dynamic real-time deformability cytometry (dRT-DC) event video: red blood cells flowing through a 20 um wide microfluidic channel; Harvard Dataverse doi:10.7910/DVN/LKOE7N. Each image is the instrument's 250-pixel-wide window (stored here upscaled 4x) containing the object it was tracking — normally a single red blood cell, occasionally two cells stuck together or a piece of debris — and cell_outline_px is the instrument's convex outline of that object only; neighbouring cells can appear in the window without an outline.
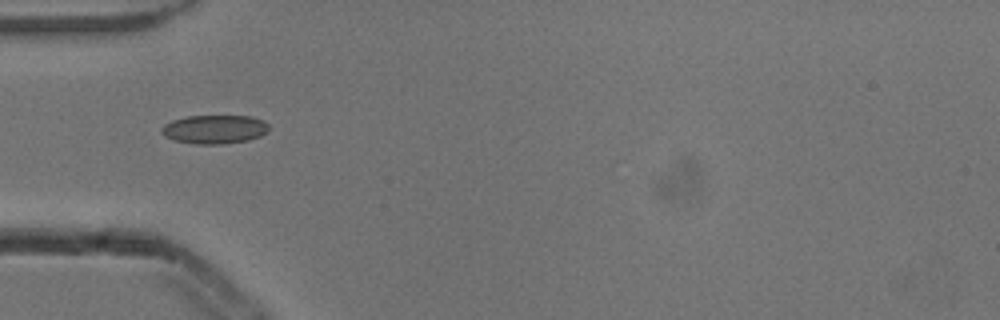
{"species": "common noctule bat (a hibernating species)", "species_latin": "Nyctalus noctula", "temperature_condition": "cold", "stored_images_in_passage": 6, "camera_frame_rate_fps": 3000, "um_per_image_px": 0.085, "animal": {"sex": "male", "body_mass_g": 13.3}, "frame": {"image": 1, "passage_image": 2, "time_ms": 0.333, "image_size_px": [1000, 320], "cell_outline_px": [[268, 132], [260, 136], [248, 140], [224, 144], [196, 144], [176, 140], [164, 136], [160, 132], [160, 128], [164, 124], [172, 120], [188, 116], [252, 116], [264, 120], [268, 124]], "centroid_in_image_um": [18.24, 10.99], "position_along_channel_um": 66.8, "area_um2": 18.09}}
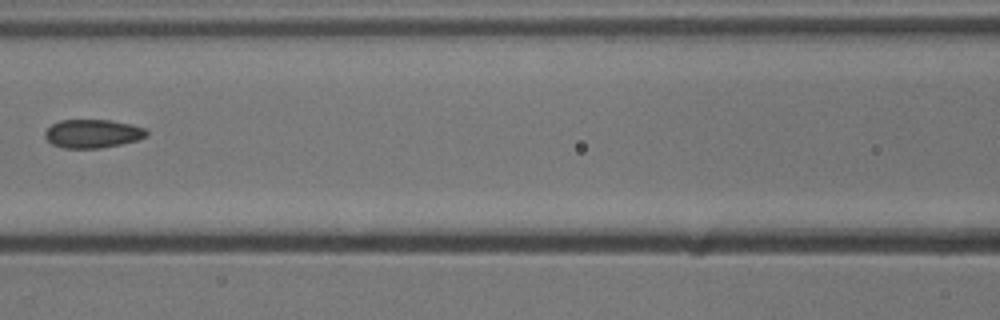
{"frame": {"image": 2, "passage_image": 4, "time_ms": 1.0, "image_size_px": [1000, 320], "cell_outline_px": [[148, 136], [136, 140], [120, 144], [100, 148], [64, 148], [52, 144], [44, 136], [44, 132], [52, 124], [60, 120], [112, 120], [132, 124], [144, 128], [148, 132]], "centroid_in_image_um": [7.88, 11.35], "position_along_channel_um": 158.7, "area_um2": 16.88}}
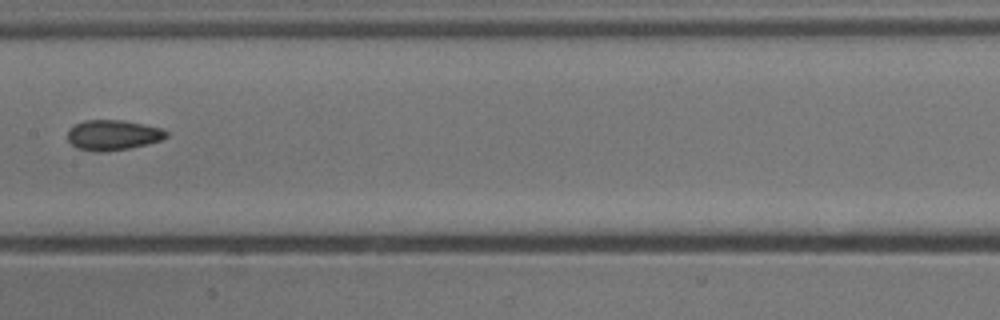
{"frame": {"image": 3, "passage_image": 5, "time_ms": 1.333, "image_size_px": [1000, 320], "cell_outline_px": [[168, 136], [160, 140], [128, 148], [104, 152], [96, 152], [76, 148], [68, 140], [68, 128], [84, 120], [124, 120], [144, 124], [160, 128], [168, 132]], "centroid_in_image_um": [9.56, 11.47], "position_along_channel_um": 197.8, "area_um2": 17.34}}